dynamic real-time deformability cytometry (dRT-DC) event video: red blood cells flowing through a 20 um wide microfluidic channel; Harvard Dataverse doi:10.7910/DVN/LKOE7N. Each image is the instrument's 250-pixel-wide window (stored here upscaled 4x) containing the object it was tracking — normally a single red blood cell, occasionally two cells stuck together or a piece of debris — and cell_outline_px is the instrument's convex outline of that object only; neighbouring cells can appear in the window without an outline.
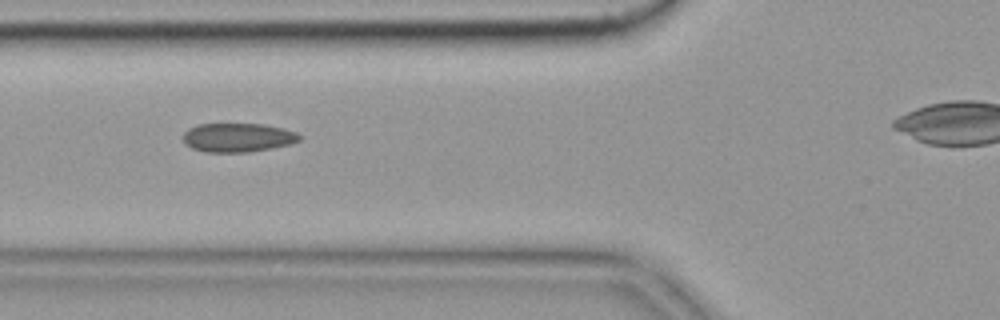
{"species": "common noctule bat (a hibernating species)", "species_latin": "Nyctalus noctula", "temperature_condition": "cold", "stored_images_in_passage": 33, "camera_frame_rate_fps": 3000, "um_per_image_px": 0.085, "animal": {"sex": "female", "body_mass_g": 19.9}, "frame": {"image": 1, "passage_image": 6, "time_ms": 1.667, "image_size_px": [1000, 320], "cell_outline_px": [[300, 140], [292, 144], [272, 148], [248, 152], [204, 152], [192, 148], [184, 144], [184, 132], [188, 128], [196, 124], [264, 124], [284, 128], [296, 132], [300, 136]], "centroid_in_image_um": [20.21, 11.69], "position_along_channel_um": 105.6, "area_um2": 19.77}, "authors_computed_cell_mechanics": {"area_um2": 19.4208, "velocity_mm_per_s": 3.6364, "shape_relaxation_time_tau1_ms": null, "shape_relaxation_time_tau2_ms": 1.9983, "deformation_change_tau1": null, "deformation_change_tau2": 0.0656}}